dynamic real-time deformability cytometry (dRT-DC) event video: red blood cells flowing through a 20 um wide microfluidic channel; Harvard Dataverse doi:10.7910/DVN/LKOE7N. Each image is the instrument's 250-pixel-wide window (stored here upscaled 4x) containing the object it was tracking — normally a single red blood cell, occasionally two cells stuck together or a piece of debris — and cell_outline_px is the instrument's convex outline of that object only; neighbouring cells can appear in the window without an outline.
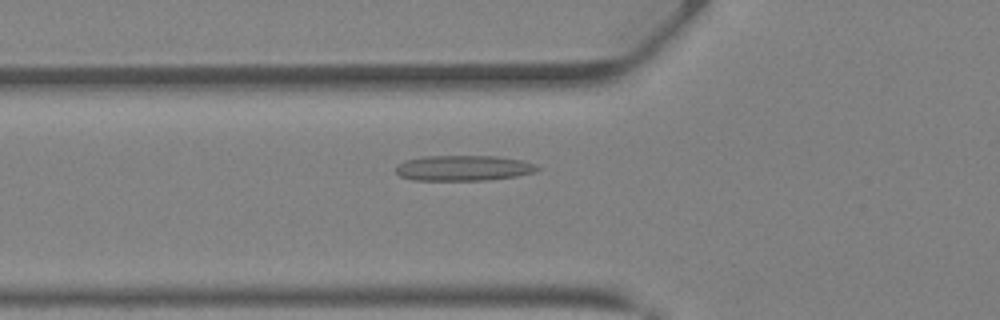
{"species": "Egyptian fruit bat (a non-hibernating species)", "species_latin": "Rousettus aegyptiacus", "temperature_condition": "warm", "stored_images_in_passage": 41, "camera_frame_rate_fps": 3000, "um_per_image_px": 0.085, "animal": {"sex": "female"}, "frame": {"image": 1, "passage_image": 15, "time_ms": 4.667, "image_size_px": [1000, 320], "cell_outline_px": [[540, 168], [532, 172], [516, 176], [488, 180], [412, 180], [400, 176], [396, 172], [396, 168], [404, 160], [424, 156], [496, 156], [524, 160], [536, 164]], "centroid_in_image_um": [39.4, 14.28], "position_along_channel_um": 86.4, "area_um2": 20.98}}
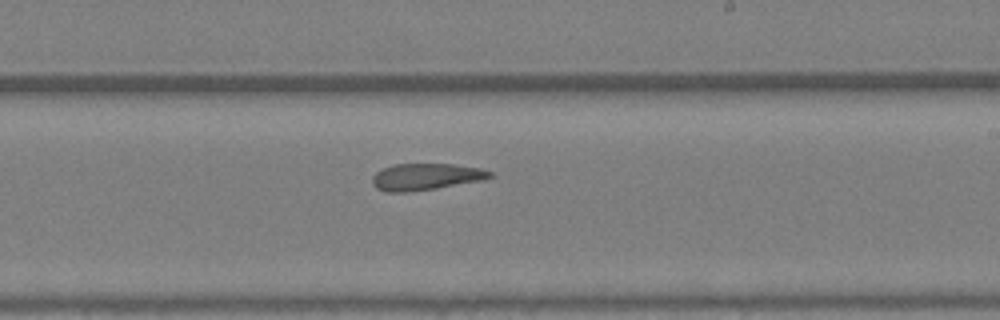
{"frame": {"image": 2, "passage_image": 25, "time_ms": 8.0, "image_size_px": [1000, 320], "cell_outline_px": [[492, 176], [484, 180], [436, 188], [408, 192], [388, 192], [376, 188], [372, 184], [372, 176], [376, 172], [392, 164], [452, 164], [480, 168], [492, 172]], "centroid_in_image_um": [36.18, 15.02], "position_along_channel_um": 252.8, "area_um2": 18.26}}
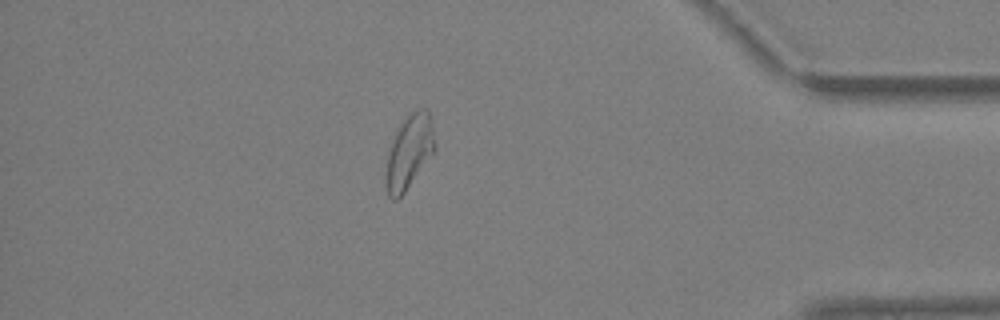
{"frame": {"image": 3, "passage_image": 36, "time_ms": 11.667, "image_size_px": [1000, 320], "cell_outline_px": [[436, 148], [404, 192], [396, 200], [392, 200], [388, 196], [384, 184], [384, 172], [388, 152], [396, 132], [400, 124], [416, 108], [428, 108], [432, 120]], "centroid_in_image_um": [34.76, 12.9], "position_along_channel_um": 400.4, "area_um2": 21.1}, "authors_computed_cell_mechanics": {"area_um2": 20.9814, "velocity_mm_per_s": 4.9904, "shape_relaxation_time_tau1_ms": null, "shape_relaxation_time_tau2_ms": 2.5316, "deformation_change_tau1": null, "deformation_change_tau2": 0.1042}}